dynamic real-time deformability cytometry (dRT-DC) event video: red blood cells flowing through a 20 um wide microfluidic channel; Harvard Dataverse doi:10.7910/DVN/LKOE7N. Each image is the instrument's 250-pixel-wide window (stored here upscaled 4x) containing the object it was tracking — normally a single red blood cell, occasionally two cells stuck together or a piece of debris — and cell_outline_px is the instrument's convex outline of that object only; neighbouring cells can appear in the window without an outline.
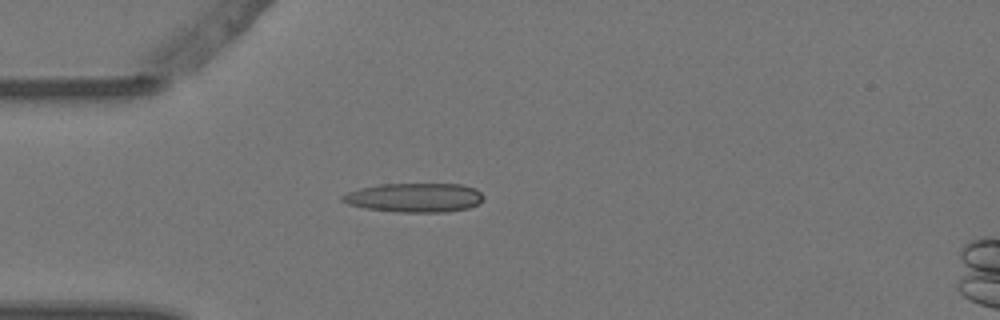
{"species": "Egyptian fruit bat (a non-hibernating species)", "species_latin": "Rousettus aegyptiacus", "temperature_condition": "warm", "stored_images_in_passage": 5, "camera_frame_rate_fps": 3000, "um_per_image_px": 0.085, "animal": {"sex": "female"}, "frame": {"image": 1, "passage_image": 4, "time_ms": 1.0, "image_size_px": [1000, 320], "cell_outline_px": [[484, 196], [476, 204], [468, 208], [448, 212], [396, 212], [364, 208], [348, 204], [340, 200], [340, 196], [348, 192], [360, 188], [380, 184], [460, 184], [476, 188]], "centroid_in_image_um": [35.2, 16.8], "position_along_channel_um": 49.8, "area_um2": 23.99}}